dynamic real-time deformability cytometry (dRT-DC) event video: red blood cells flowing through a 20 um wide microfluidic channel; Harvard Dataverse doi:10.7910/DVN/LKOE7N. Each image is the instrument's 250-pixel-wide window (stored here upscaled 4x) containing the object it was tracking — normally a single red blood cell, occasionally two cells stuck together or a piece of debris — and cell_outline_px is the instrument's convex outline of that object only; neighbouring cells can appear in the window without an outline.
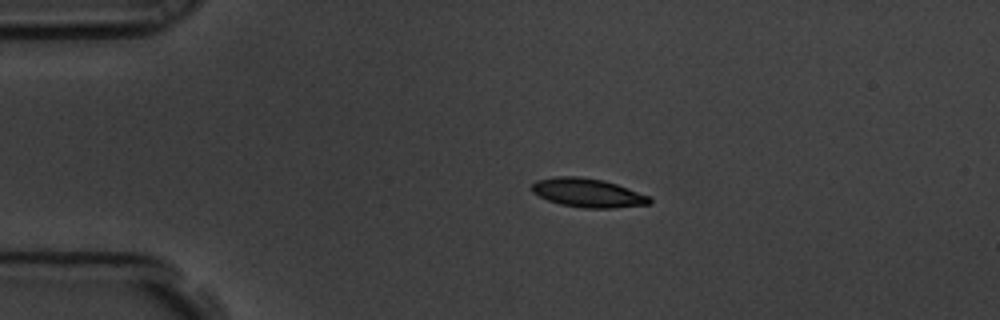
{"species": "common noctule bat (a hibernating species)", "species_latin": "Nyctalus noctula", "temperature_condition": "room temperature", "stored_images_in_passage": 14, "camera_frame_rate_fps": 3000, "um_per_image_px": 0.085, "animal": {"sex": "male", "body_mass_g": 19.5, "forearm_length_mm": 54.6}, "frame": {"image": 1, "passage_image": 3, "time_ms": 0.667, "image_size_px": [1000, 320], "cell_outline_px": [[652, 204], [616, 208], [584, 208], [560, 204], [548, 200], [532, 192], [532, 184], [536, 180], [556, 176], [580, 176], [604, 180], [628, 188], [648, 196], [652, 200]], "centroid_in_image_um": [49.97, 16.39], "position_along_channel_um": 35.0, "area_um2": 19.83}}
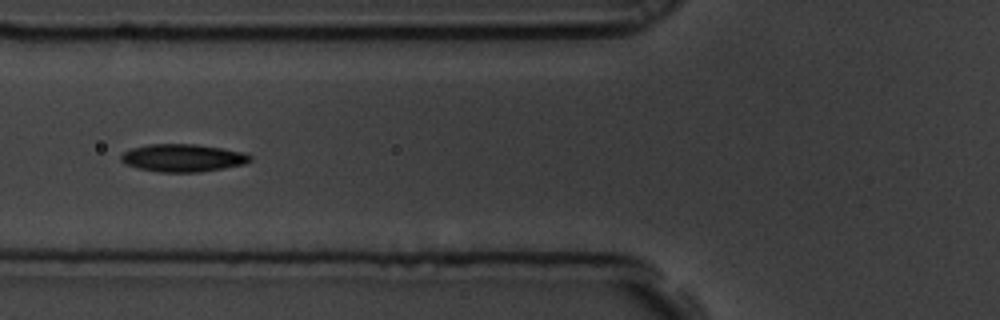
{"frame": {"image": 2, "passage_image": 5, "time_ms": 1.333, "image_size_px": [1000, 320], "cell_outline_px": [[252, 160], [244, 164], [224, 168], [200, 172], [160, 172], [136, 168], [124, 164], [120, 160], [120, 156], [124, 152], [132, 148], [148, 144], [196, 144], [248, 152], [252, 156]], "centroid_in_image_um": [15.56, 13.42], "position_along_channel_um": 110.2, "area_um2": 21.1}}
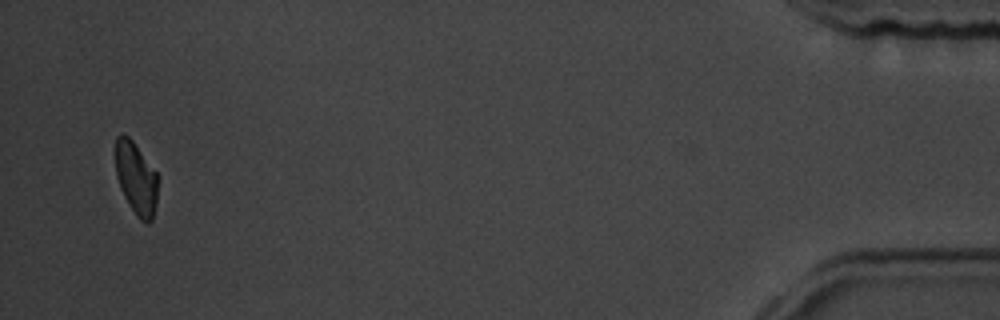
{"frame": {"image": 3, "passage_image": 14, "time_ms": 4.333, "image_size_px": [1000, 320], "cell_outline_px": [[156, 204], [152, 220], [148, 224], [140, 220], [124, 196], [120, 188], [116, 176], [116, 136], [128, 136], [132, 140], [156, 172]], "centroid_in_image_um": [11.56, 15.18], "position_along_channel_um": 423.6, "area_um2": 17.4}}